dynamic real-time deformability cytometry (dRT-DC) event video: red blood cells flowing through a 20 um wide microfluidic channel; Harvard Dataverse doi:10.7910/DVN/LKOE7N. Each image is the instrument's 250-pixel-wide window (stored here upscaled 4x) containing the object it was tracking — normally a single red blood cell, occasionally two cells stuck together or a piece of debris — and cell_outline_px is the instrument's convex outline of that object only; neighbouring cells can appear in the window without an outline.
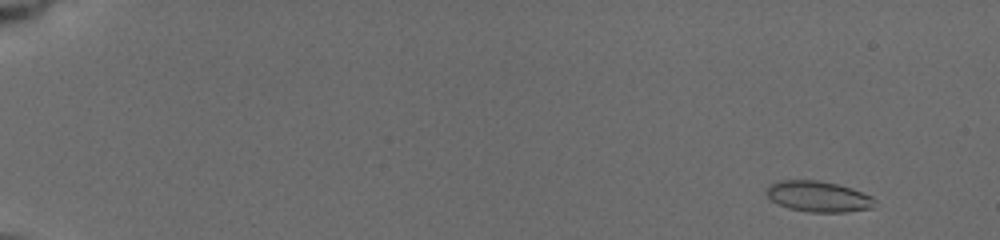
{"species": "common noctule bat (a hibernating species)", "species_latin": "Nyctalus noctula", "temperature_condition": "cold", "stored_images_in_passage": 19, "camera_frame_rate_fps": 3000, "um_per_image_px": 0.085, "animal": {"sex": "female", "body_mass_g": 19.5, "forearm_length_mm": 54.1}, "frame": {"image": 1, "passage_image": 1, "time_ms": 0.0, "image_size_px": [1000, 240], "cell_outline_px": [[872, 208], [844, 212], [808, 212], [788, 208], [772, 200], [764, 192], [772, 184], [780, 180], [816, 180], [836, 184], [852, 188], [872, 196]], "centroid_in_image_um": [69.53, 16.7], "position_along_channel_um": 15.5, "area_um2": 19.13}}
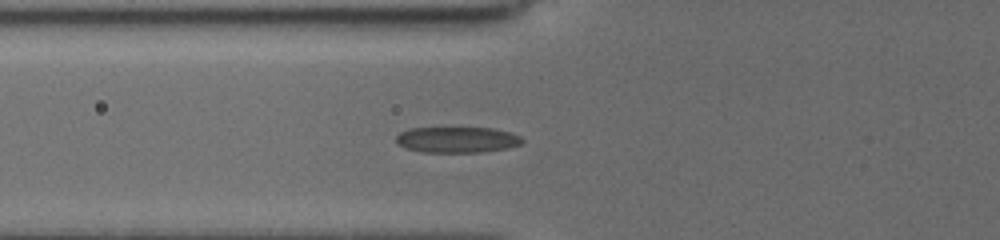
{"frame": {"image": 2, "passage_image": 15, "time_ms": 6.0, "image_size_px": [1000, 240], "cell_outline_px": [[524, 144], [508, 148], [480, 152], [424, 152], [404, 148], [396, 144], [396, 136], [400, 132], [408, 128], [492, 128], [512, 132], [520, 136], [524, 140]], "centroid_in_image_um": [38.87, 11.87], "position_along_channel_um": 86.9, "area_um2": 19.25}}
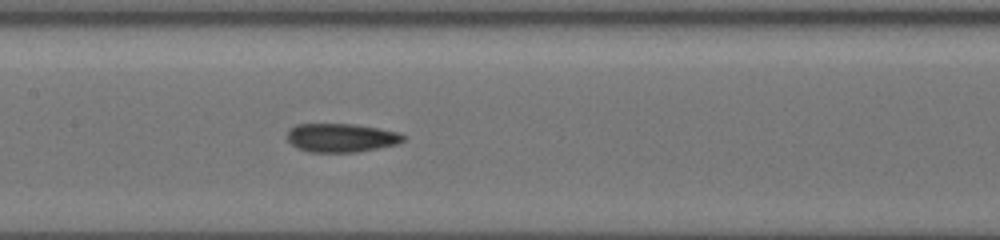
{"frame": {"image": 3, "passage_image": 19, "time_ms": 8.333, "image_size_px": [1000, 240], "cell_outline_px": [[404, 140], [396, 144], [356, 152], [308, 152], [296, 148], [288, 140], [288, 128], [296, 124], [352, 124], [400, 132], [404, 136]], "centroid_in_image_um": [28.96, 11.71], "position_along_channel_um": 178.4, "area_um2": 19.31}}